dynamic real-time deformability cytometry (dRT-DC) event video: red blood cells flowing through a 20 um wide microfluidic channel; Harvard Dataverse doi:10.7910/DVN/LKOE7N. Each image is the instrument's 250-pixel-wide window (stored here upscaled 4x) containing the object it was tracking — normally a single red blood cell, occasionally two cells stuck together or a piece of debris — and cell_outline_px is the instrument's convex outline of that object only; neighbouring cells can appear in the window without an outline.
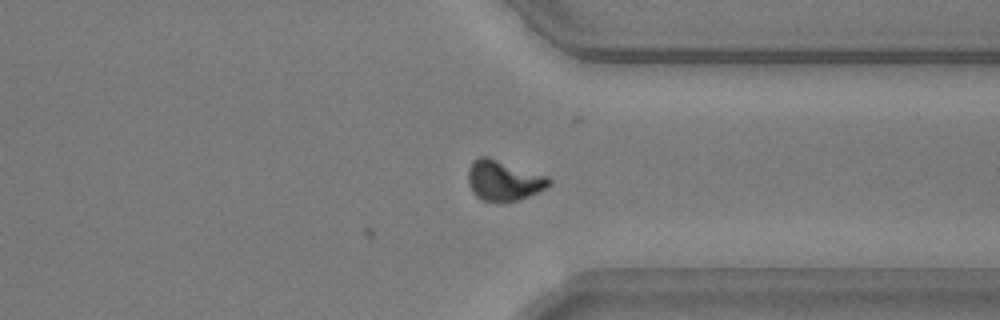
{"species": "common noctule bat (a hibernating species)", "species_latin": "Nyctalus noctula", "temperature_condition": "warm", "stored_images_in_passage": 26, "camera_frame_rate_fps": 3000, "um_per_image_px": 0.085, "animal": {"sex": "male", "body_mass_g": 20.5, "forearm_length_mm": 52.5}, "frame": {"image": 1, "passage_image": 26, "time_ms": 8.333, "image_size_px": [1000, 320], "cell_outline_px": [[552, 184], [548, 188], [520, 200], [480, 200], [472, 192], [468, 184], [468, 168], [472, 160], [480, 156], [488, 156], [548, 176], [552, 180]], "centroid_in_image_um": [42.82, 15.32], "position_along_channel_um": 368.6, "area_um2": 19.19}}